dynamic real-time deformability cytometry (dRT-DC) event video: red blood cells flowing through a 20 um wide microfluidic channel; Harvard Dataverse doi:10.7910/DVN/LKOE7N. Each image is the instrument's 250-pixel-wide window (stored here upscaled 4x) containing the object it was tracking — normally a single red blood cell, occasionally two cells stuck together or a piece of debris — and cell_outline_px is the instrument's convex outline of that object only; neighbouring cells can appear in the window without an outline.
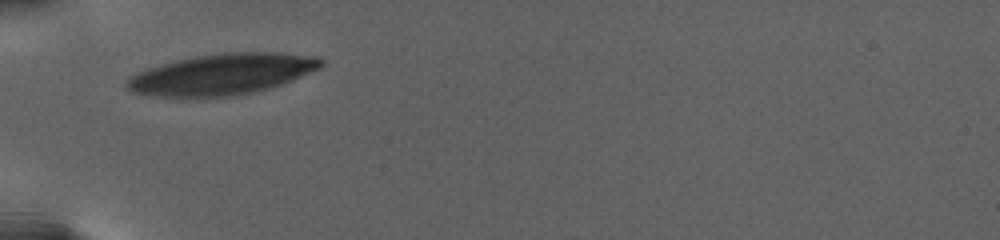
{"species": "human", "species_latin": "Homo sapiens", "temperature_condition": "warm", "stored_images_in_passage": 68, "camera_frame_rate_fps": 3000, "um_per_image_px": 0.085, "donor": {"sex": "female"}, "frame": {"image": 1, "passage_image": 1, "time_ms": 0.0, "image_size_px": [1000, 240], "cell_outline_px": [[324, 64], [320, 68], [292, 80], [268, 88], [252, 92], [228, 96], [156, 96], [132, 92], [124, 84], [124, 80], [128, 76], [144, 68], [176, 60], [196, 56], [224, 52], [280, 52], [316, 56], [324, 60]], "centroid_in_image_um": [18.84, 6.29], "position_along_channel_um": 66.2, "area_um2": 46.36}}
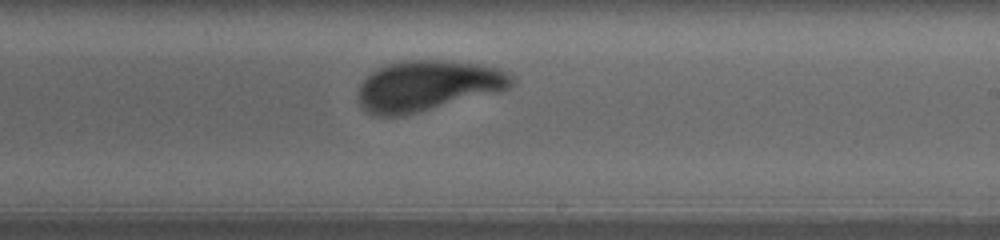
{"frame": {"image": 2, "passage_image": 40, "time_ms": 7.333, "image_size_px": [1000, 240], "cell_outline_px": [[516, 84], [500, 92], [404, 116], [372, 116], [360, 104], [356, 96], [356, 92], [360, 84], [372, 72], [388, 64], [408, 60], [440, 60], [480, 64], [496, 68], [508, 72], [516, 76]], "centroid_in_image_um": [36.39, 7.31], "position_along_channel_um": 252.6, "area_um2": 45.66}}
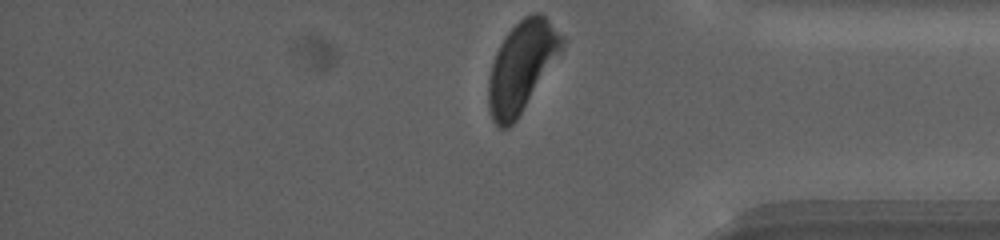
{"frame": {"image": 3, "passage_image": 67, "time_ms": 13.0, "image_size_px": [1000, 240], "cell_outline_px": [[568, 40], [516, 120], [508, 128], [500, 128], [492, 120], [488, 108], [488, 76], [496, 52], [500, 44], [508, 32], [524, 16], [532, 12], [544, 12]], "centroid_in_image_um": [44.36, 5.6], "position_along_channel_um": 390.8, "area_um2": 38.67}, "authors_computed_cell_mechanics": {"area_um2": 45.8643, "velocity_mm_per_s": 2.633, "shape_relaxation_time_tau1_ms": 3.5304, "shape_relaxation_time_tau2_ms": null, "deformation_change_tau1": 0.1583, "deformation_change_tau2": null}}